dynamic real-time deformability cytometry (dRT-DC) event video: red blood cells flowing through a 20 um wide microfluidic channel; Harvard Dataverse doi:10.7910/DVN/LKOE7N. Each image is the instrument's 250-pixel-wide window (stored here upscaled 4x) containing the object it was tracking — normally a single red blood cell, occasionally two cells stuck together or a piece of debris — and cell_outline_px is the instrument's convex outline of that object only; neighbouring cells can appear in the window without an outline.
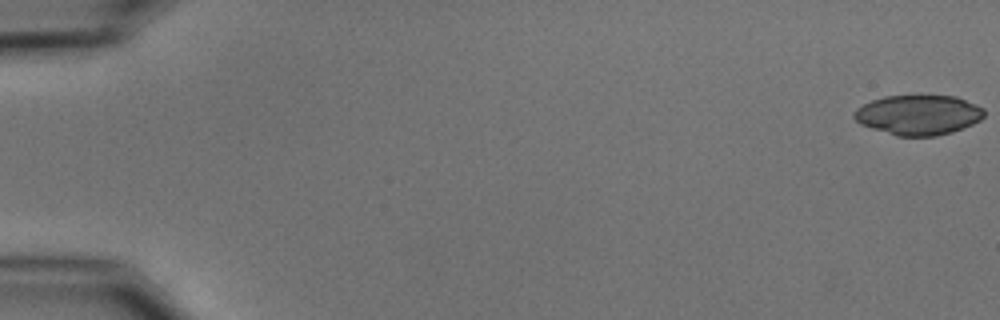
{"species": "common noctule bat (a hibernating species)", "species_latin": "Nyctalus noctula", "temperature_condition": "cold", "stored_images_in_passage": 52, "camera_frame_rate_fps": 3000, "um_per_image_px": 0.085, "animal": {"sex": "male", "body_mass_g": 15.6}, "frame": {"image": 1, "passage_image": 1, "time_ms": 0.0, "image_size_px": [1000, 320], "cell_outline_px": [[984, 116], [980, 120], [964, 128], [952, 132], [936, 136], [896, 136], [860, 124], [852, 116], [856, 108], [872, 100], [884, 96], [956, 96], [976, 104], [984, 108]], "centroid_in_image_um": [78.07, 9.77], "position_along_channel_um": 6.9, "area_um2": 30.29}}